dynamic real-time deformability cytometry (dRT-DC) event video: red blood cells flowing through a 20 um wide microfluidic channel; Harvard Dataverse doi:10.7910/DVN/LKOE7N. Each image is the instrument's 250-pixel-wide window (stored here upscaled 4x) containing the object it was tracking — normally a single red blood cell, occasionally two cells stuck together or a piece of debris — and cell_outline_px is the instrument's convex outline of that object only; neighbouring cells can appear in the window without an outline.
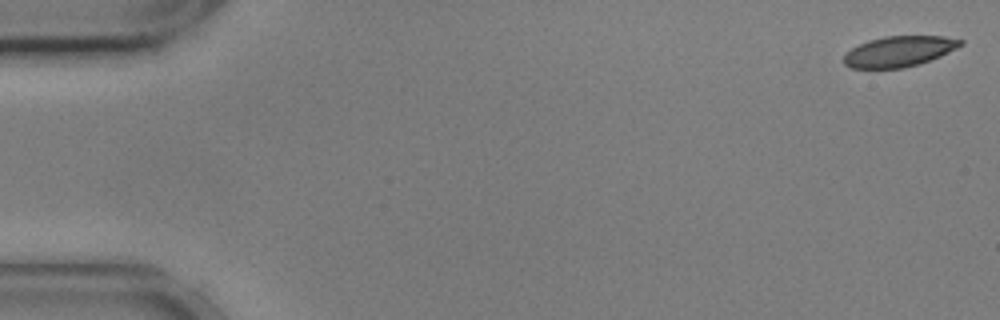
{"species": "common noctule bat (a hibernating species)", "species_latin": "Nyctalus noctula", "temperature_condition": "cold", "stored_images_in_passage": 20, "camera_frame_rate_fps": 3000, "um_per_image_px": 0.085, "animal": {"sex": "male", "body_mass_g": 17.9, "forearm_length_mm": 54.2}, "frame": {"image": 1, "passage_image": 1, "time_ms": 0.0, "image_size_px": [1000, 320], "cell_outline_px": [[964, 44], [940, 56], [920, 64], [904, 68], [848, 68], [844, 64], [844, 56], [852, 48], [868, 40], [884, 36], [944, 36], [964, 40]], "centroid_in_image_um": [76.43, 4.37], "position_along_channel_um": 8.6, "area_um2": 20.81}}